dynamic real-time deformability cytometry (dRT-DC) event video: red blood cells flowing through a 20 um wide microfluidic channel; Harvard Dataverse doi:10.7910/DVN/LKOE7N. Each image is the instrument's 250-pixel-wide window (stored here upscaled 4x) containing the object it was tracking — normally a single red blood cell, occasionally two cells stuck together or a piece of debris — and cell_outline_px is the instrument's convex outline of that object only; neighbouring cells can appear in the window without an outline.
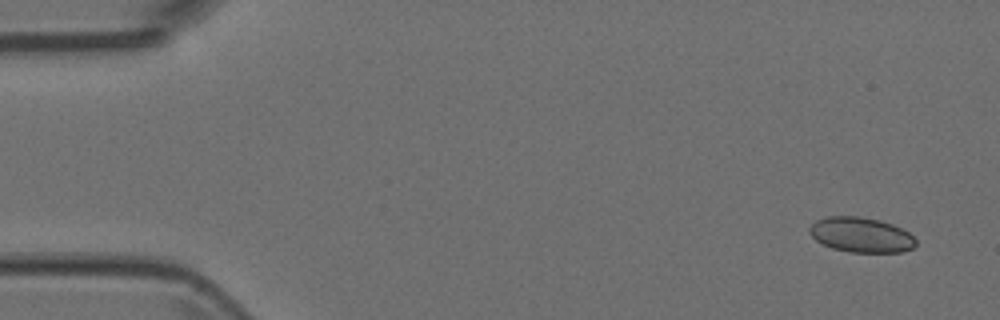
{"species": "Egyptian fruit bat (a non-hibernating species)", "species_latin": "Rousettus aegyptiacus", "temperature_condition": "room temperature", "stored_images_in_passage": 5, "camera_frame_rate_fps": 3000, "um_per_image_px": 0.085, "animal": {"sex": "female"}, "frame": {"image": 1, "passage_image": 1, "time_ms": 0.0, "image_size_px": [1000, 320], "cell_outline_px": [[916, 244], [912, 248], [900, 252], [848, 252], [832, 248], [816, 240], [808, 232], [808, 228], [816, 220], [828, 216], [856, 216], [880, 220], [892, 224], [908, 232], [916, 240]], "centroid_in_image_um": [73.17, 19.96], "position_along_channel_um": 11.8, "area_um2": 21.62}}
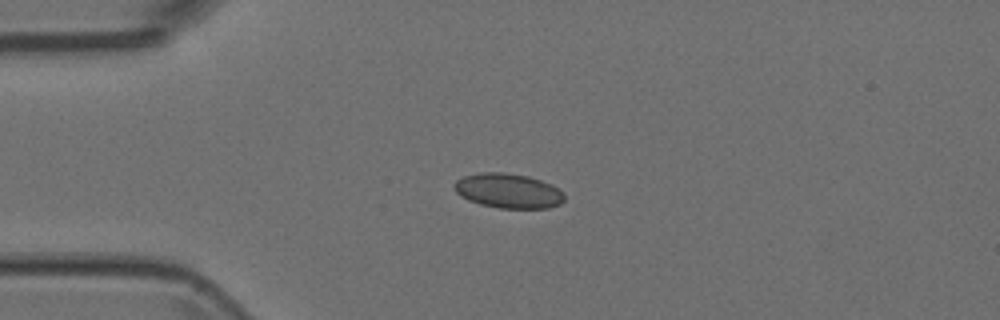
{"frame": {"image": 2, "passage_image": 4, "time_ms": 1.0, "image_size_px": [1000, 320], "cell_outline_px": [[564, 200], [560, 204], [548, 208], [500, 208], [480, 204], [468, 200], [456, 192], [456, 180], [464, 176], [480, 172], [504, 172], [528, 176], [552, 184], [564, 192]], "centroid_in_image_um": [43.24, 16.22], "position_along_channel_um": 41.8, "area_um2": 22.2}}